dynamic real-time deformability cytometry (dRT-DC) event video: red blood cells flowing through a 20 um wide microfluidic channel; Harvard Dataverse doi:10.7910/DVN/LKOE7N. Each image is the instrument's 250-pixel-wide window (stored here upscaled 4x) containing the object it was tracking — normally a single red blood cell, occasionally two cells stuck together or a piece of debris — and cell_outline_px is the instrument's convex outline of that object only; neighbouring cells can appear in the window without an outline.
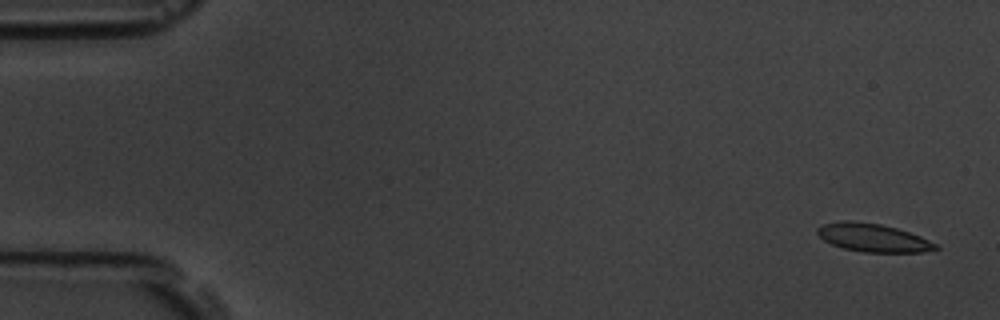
{"species": "common noctule bat (a hibernating species)", "species_latin": "Nyctalus noctula", "temperature_condition": "room temperature", "stored_images_in_passage": 5, "camera_frame_rate_fps": 3000, "um_per_image_px": 0.085, "animal": {"sex": "male", "body_mass_g": 19.5, "forearm_length_mm": 54.6}, "frame": {"image": 1, "passage_image": 1, "time_ms": 0.0, "image_size_px": [1000, 320], "cell_outline_px": [[940, 248], [920, 252], [864, 252], [844, 248], [832, 244], [824, 240], [816, 232], [816, 228], [824, 224], [840, 220], [852, 220], [880, 224], [896, 228], [920, 236], [936, 244]], "centroid_in_image_um": [74.17, 20.19], "position_along_channel_um": 10.8, "area_um2": 19.25}}
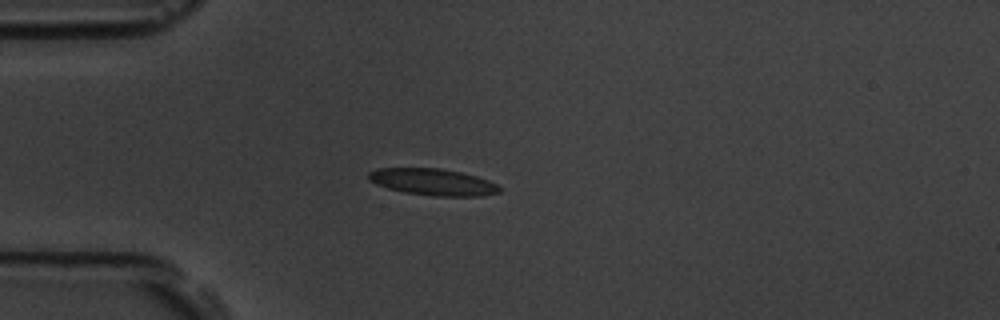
{"frame": {"image": 2, "passage_image": 5, "time_ms": 1.333, "image_size_px": [1000, 320], "cell_outline_px": [[500, 192], [480, 196], [432, 196], [404, 192], [388, 188], [376, 184], [368, 180], [368, 172], [376, 168], [440, 168], [460, 172], [476, 176], [488, 180], [496, 184], [500, 188]], "centroid_in_image_um": [36.76, 15.47], "position_along_channel_um": 48.2, "area_um2": 20.35}}